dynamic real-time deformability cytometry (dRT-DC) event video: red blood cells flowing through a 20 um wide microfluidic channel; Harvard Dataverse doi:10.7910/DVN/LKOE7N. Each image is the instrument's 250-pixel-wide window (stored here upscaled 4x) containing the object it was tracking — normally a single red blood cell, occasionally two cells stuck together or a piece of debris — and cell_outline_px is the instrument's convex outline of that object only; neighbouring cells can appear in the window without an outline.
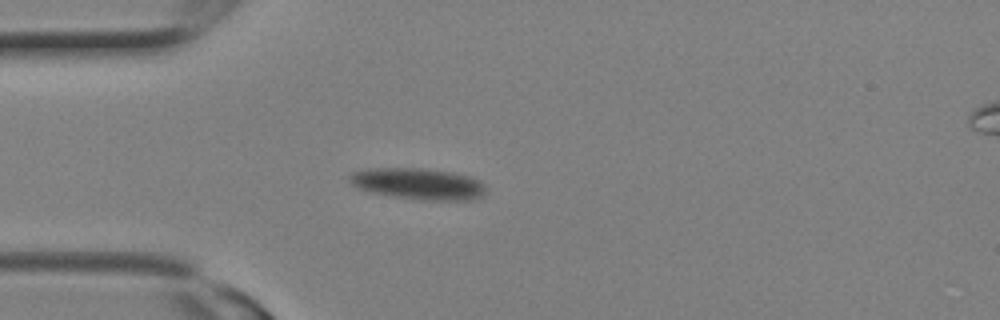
{"species": "Egyptian fruit bat (a non-hibernating species)", "species_latin": "Rousettus aegyptiacus", "temperature_condition": "room temperature", "stored_images_in_passage": 5, "camera_frame_rate_fps": 3000, "um_per_image_px": 0.085, "animal": {"sex": "female"}, "frame": {"image": 1, "passage_image": 2, "time_ms": 0.333, "image_size_px": [1000, 320], "cell_outline_px": [[484, 196], [476, 200], [424, 200], [396, 196], [372, 192], [356, 188], [348, 180], [348, 176], [352, 172], [368, 168], [420, 168], [452, 172], [472, 176], [480, 180], [484, 184]], "centroid_in_image_um": [35.57, 15.61], "position_along_channel_um": 49.4, "area_um2": 25.09}}
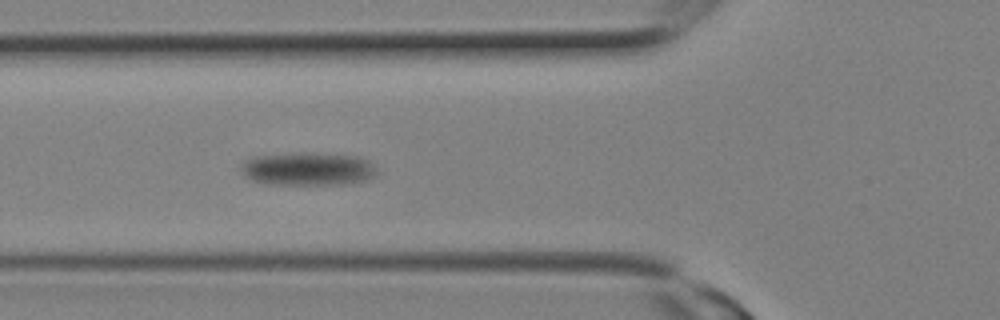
{"frame": {"image": 2, "passage_image": 5, "time_ms": 1.333, "image_size_px": [1000, 320], "cell_outline_px": [[376, 172], [372, 176], [364, 180], [344, 184], [272, 184], [252, 180], [240, 168], [240, 164], [244, 160], [260, 156], [292, 152], [356, 156], [368, 160]], "centroid_in_image_um": [26.13, 14.35], "position_along_channel_um": 99.7, "area_um2": 25.66}}